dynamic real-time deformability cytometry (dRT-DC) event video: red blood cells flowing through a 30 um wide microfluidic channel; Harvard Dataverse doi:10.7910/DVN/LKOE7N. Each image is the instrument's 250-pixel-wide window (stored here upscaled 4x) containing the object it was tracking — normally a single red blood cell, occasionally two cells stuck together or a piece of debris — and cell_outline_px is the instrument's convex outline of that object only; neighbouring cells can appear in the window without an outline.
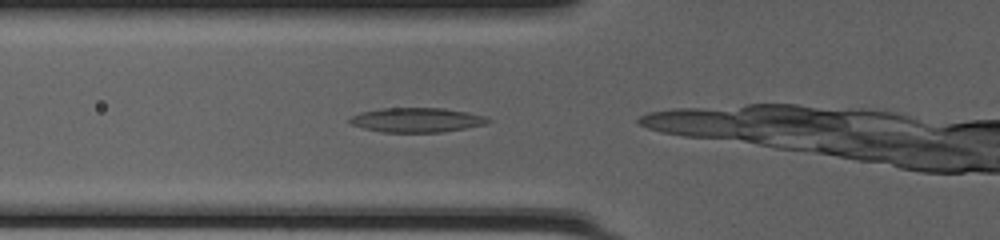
{"species": "common noctule bat (a hibernating species)", "species_latin": "Nyctalus noctula", "temperature_condition": "cold", "stored_images_in_passage": 4, "camera_frame_rate_fps": 3000, "um_per_image_px": 0.085, "animal": {"sex": "female", "body_mass_g": 20.0, "forearm_length_mm": 54.0}, "frame": {"image": 1, "passage_image": 2, "time_ms": 0.333, "image_size_px": [1000, 240], "cell_outline_px": [[492, 120], [484, 124], [464, 128], [440, 132], [380, 132], [348, 124], [348, 120], [352, 116], [360, 112], [380, 108], [444, 108], [468, 112], [488, 116]], "centroid_in_image_um": [35.4, 10.19], "position_along_channel_um": 90.4, "area_um2": 19.83}}